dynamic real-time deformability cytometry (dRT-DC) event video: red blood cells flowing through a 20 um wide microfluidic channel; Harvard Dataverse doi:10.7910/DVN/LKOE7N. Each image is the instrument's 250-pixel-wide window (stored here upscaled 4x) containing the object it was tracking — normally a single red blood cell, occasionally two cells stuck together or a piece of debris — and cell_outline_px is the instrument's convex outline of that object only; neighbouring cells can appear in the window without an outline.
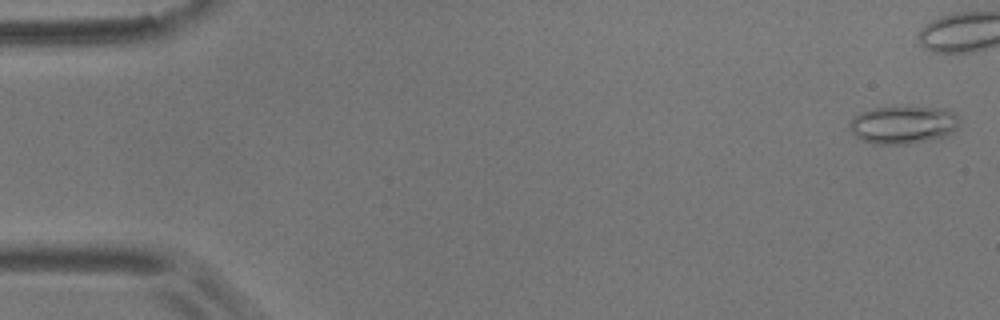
{"species": "common noctule bat (a hibernating species)", "species_latin": "Nyctalus noctula", "temperature_condition": "room temperature", "stored_images_in_passage": 11, "camera_frame_rate_fps": 3000, "um_per_image_px": 0.085, "animal": {"sex": "male", "body_mass_g": 17.9}, "frame": {"image": 1, "passage_image": 1, "time_ms": 0.0, "image_size_px": [1000, 320], "cell_outline_px": [[960, 124], [952, 132], [944, 136], [928, 140], [908, 144], [872, 144], [856, 136], [852, 132], [848, 124], [852, 116], [860, 112], [872, 108], [944, 108], [960, 116]], "centroid_in_image_um": [76.76, 10.61], "position_along_channel_um": 8.2, "area_um2": 24.1}}